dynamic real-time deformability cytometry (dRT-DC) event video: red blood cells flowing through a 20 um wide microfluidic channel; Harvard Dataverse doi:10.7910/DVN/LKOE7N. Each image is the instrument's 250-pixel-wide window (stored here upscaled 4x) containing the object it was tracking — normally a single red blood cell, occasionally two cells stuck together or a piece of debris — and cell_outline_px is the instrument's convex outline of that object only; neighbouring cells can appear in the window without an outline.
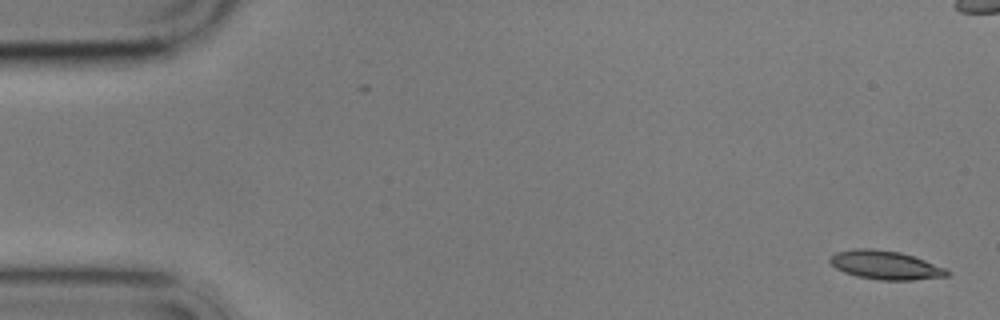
{"species": "common noctule bat (a hibernating species)", "species_latin": "Nyctalus noctula", "temperature_condition": "cold", "stored_images_in_passage": 6, "camera_frame_rate_fps": 3000, "um_per_image_px": 0.085, "animal": {"sex": "male", "body_mass_g": 17.9}, "frame": {"image": 1, "passage_image": 1, "time_ms": 0.0, "image_size_px": [1000, 320], "cell_outline_px": [[952, 272], [948, 276], [912, 280], [880, 280], [856, 276], [844, 272], [836, 268], [828, 260], [828, 256], [836, 252], [856, 248], [872, 248], [900, 252], [948, 268]], "centroid_in_image_um": [75.27, 22.53], "position_along_channel_um": 9.7, "area_um2": 19.77}}
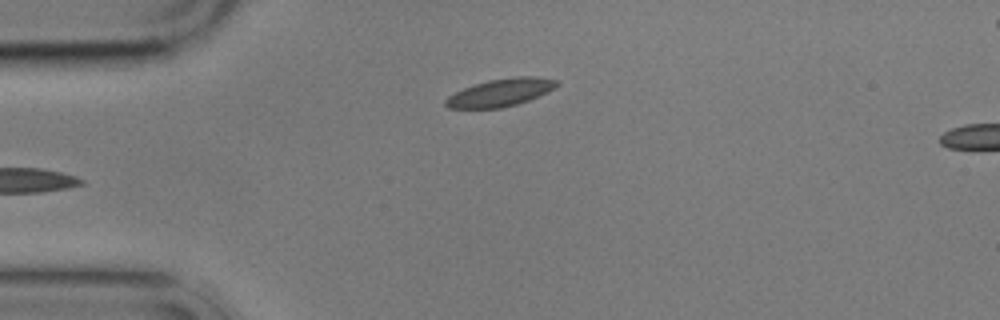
{"frame": {"image": 2, "passage_image": 6, "time_ms": 6.0, "image_size_px": [1000, 320], "cell_outline_px": [[560, 84], [548, 92], [528, 100], [516, 104], [500, 108], [448, 108], [444, 104], [444, 100], [448, 96], [464, 88], [488, 80], [516, 76], [536, 76], [560, 80]], "centroid_in_image_um": [42.58, 7.85], "position_along_channel_um": 42.4, "area_um2": 17.92}}